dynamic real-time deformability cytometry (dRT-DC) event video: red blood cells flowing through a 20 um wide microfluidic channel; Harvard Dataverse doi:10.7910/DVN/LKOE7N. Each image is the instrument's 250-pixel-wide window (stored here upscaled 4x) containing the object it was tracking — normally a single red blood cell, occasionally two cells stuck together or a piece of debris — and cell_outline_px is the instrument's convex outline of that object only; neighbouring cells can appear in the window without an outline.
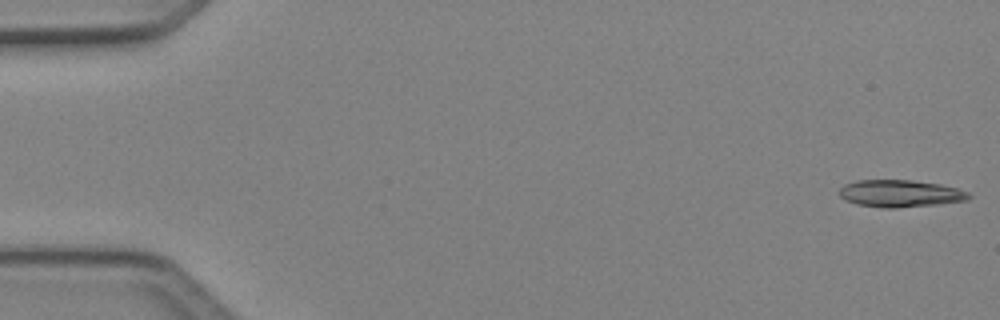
{"species": "Egyptian fruit bat (a non-hibernating species)", "species_latin": "Rousettus aegyptiacus", "temperature_condition": "cold", "stored_images_in_passage": 4, "camera_frame_rate_fps": 3000, "um_per_image_px": 0.085, "animal": {"sex": "female"}, "frame": {"image": 1, "passage_image": 1, "time_ms": 0.0, "image_size_px": [1000, 320], "cell_outline_px": [[972, 196], [968, 200], [936, 204], [896, 208], [884, 208], [856, 204], [840, 196], [840, 188], [844, 184], [856, 180], [912, 180], [940, 184], [956, 188], [968, 192]], "centroid_in_image_um": [76.52, 16.44], "position_along_channel_um": 8.5, "area_um2": 20.4}}
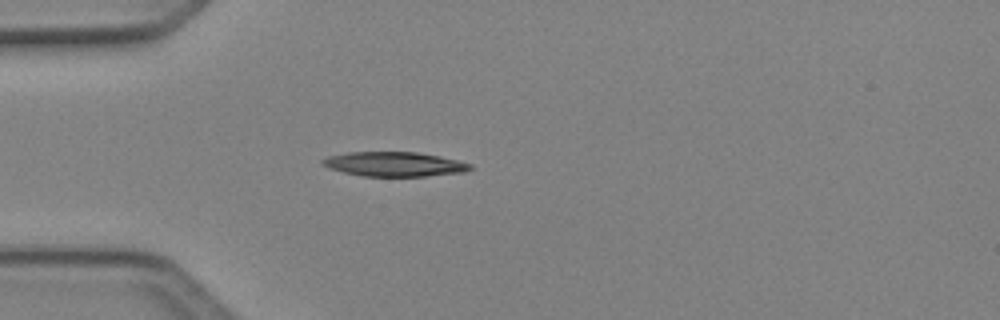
{"frame": {"image": 2, "passage_image": 4, "time_ms": 1.0, "image_size_px": [1000, 320], "cell_outline_px": [[472, 168], [464, 172], [424, 176], [364, 176], [344, 172], [320, 164], [320, 160], [328, 156], [348, 152], [416, 152], [440, 156], [472, 164]], "centroid_in_image_um": [33.51, 13.94], "position_along_channel_um": 51.5, "area_um2": 20.92}}